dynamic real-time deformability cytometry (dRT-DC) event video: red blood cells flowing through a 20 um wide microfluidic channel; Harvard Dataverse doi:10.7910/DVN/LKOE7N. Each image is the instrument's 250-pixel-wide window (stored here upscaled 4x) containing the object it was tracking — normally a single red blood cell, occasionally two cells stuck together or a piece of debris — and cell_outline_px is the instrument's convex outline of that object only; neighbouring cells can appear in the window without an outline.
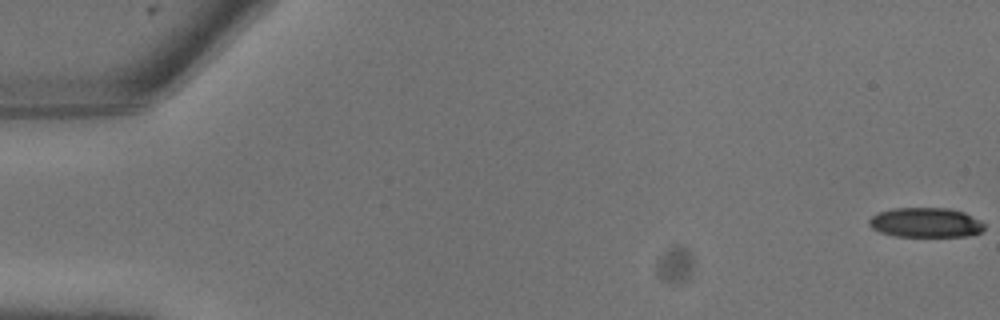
{"species": "common noctule bat (a hibernating species)", "species_latin": "Nyctalus noctula", "temperature_condition": "warm", "stored_images_in_passage": 11, "camera_frame_rate_fps": 3000, "um_per_image_px": 0.085, "animal": {"sex": "male", "body_mass_g": 13.3}, "frame": {"image": 1, "passage_image": 1, "time_ms": 0.0, "image_size_px": [1000, 320], "cell_outline_px": [[984, 228], [980, 232], [968, 236], [896, 236], [880, 232], [872, 228], [868, 224], [868, 220], [872, 216], [880, 212], [892, 208], [948, 208], [964, 212], [984, 224]], "centroid_in_image_um": [78.65, 18.91], "position_along_channel_um": 6.4, "area_um2": 19.77}}
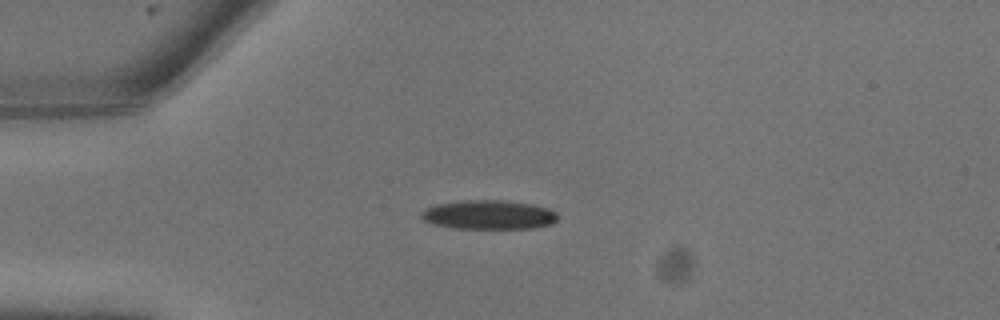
{"frame": {"image": 2, "passage_image": 7, "time_ms": 2.0, "image_size_px": [1000, 320], "cell_outline_px": [[560, 216], [552, 224], [532, 228], [456, 228], [432, 224], [424, 220], [420, 216], [420, 212], [436, 204], [464, 200], [504, 200], [532, 204], [548, 208], [556, 212]], "centroid_in_image_um": [41.56, 18.25], "position_along_channel_um": 43.4, "area_um2": 23.18}}
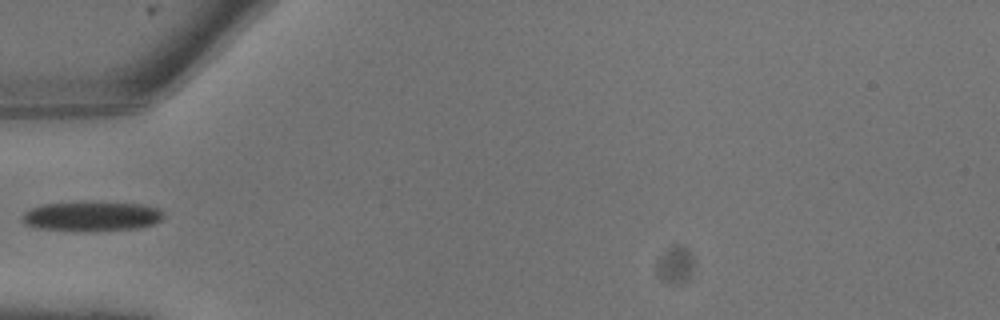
{"frame": {"image": 3, "passage_image": 9, "time_ms": 2.667, "image_size_px": [1000, 320], "cell_outline_px": [[164, 216], [160, 220], [152, 224], [136, 228], [36, 228], [24, 224], [20, 220], [20, 216], [24, 212], [32, 208], [44, 204], [144, 204], [156, 208]], "centroid_in_image_um": [7.74, 18.37], "position_along_channel_um": 77.3, "area_um2": 22.31}}